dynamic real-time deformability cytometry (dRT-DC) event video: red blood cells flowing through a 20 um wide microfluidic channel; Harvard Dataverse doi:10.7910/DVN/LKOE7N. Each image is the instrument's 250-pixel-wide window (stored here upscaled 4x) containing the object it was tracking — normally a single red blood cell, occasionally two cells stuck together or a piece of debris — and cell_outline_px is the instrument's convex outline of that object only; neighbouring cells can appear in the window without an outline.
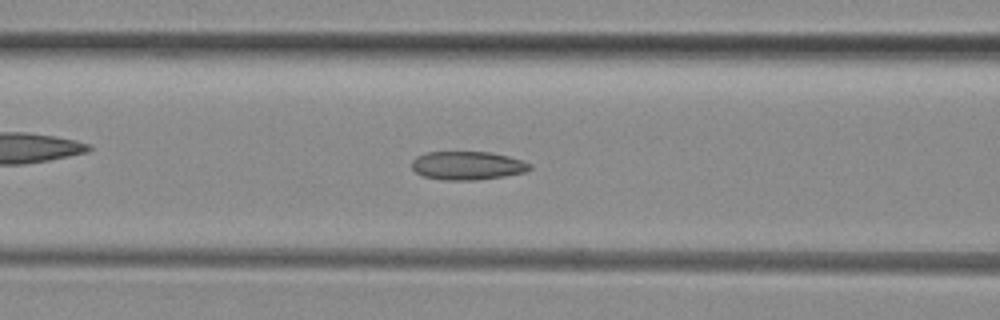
{"species": "common noctule bat (a hibernating species)", "species_latin": "Nyctalus noctula", "temperature_condition": "room temperature", "stored_images_in_passage": 39, "camera_frame_rate_fps": 3000, "um_per_image_px": 0.085, "animal": {"sex": "female", "body_mass_g": 29.2, "forearm_length_mm": 56.3}, "frame": {"image": 1, "passage_image": 19, "time_ms": 6.0, "image_size_px": [1000, 320], "cell_outline_px": [[532, 168], [524, 172], [504, 176], [476, 180], [444, 180], [424, 176], [416, 172], [412, 168], [412, 160], [416, 156], [428, 152], [492, 152], [508, 156], [532, 164]], "centroid_in_image_um": [39.73, 14.07], "position_along_channel_um": 126.9, "area_um2": 19.54}}
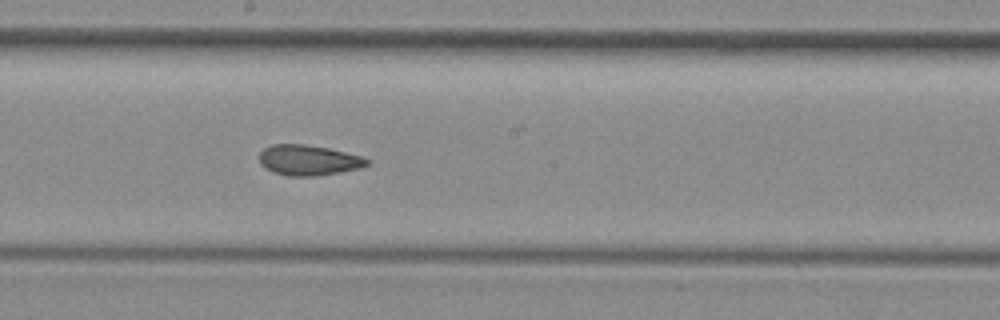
{"frame": {"image": 2, "passage_image": 26, "time_ms": 8.333, "image_size_px": [1000, 320], "cell_outline_px": [[368, 164], [360, 168], [340, 172], [316, 176], [288, 176], [272, 172], [260, 164], [260, 152], [264, 148], [272, 144], [304, 144], [328, 148], [364, 156], [368, 160]], "centroid_in_image_um": [26.22, 13.61], "position_along_channel_um": 222.0, "area_um2": 19.13}}
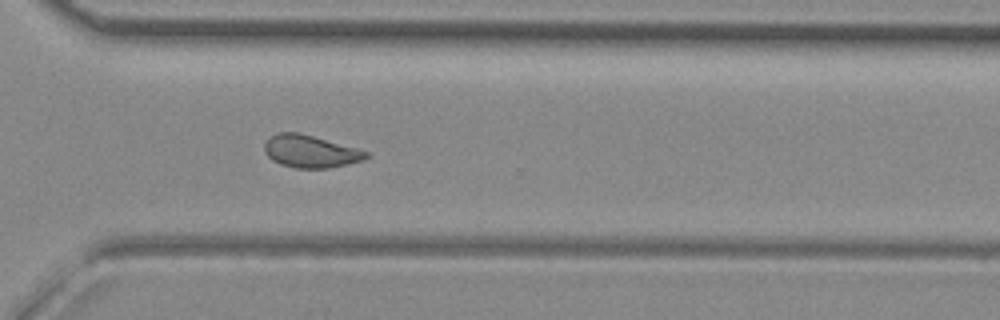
{"frame": {"image": 3, "passage_image": 35, "time_ms": 11.333, "image_size_px": [1000, 320], "cell_outline_px": [[368, 156], [364, 160], [348, 164], [328, 168], [296, 168], [280, 164], [272, 160], [264, 152], [264, 144], [268, 136], [276, 132], [300, 132], [356, 148], [368, 152]], "centroid_in_image_um": [26.33, 12.86], "position_along_channel_um": 344.3, "area_um2": 19.36}}